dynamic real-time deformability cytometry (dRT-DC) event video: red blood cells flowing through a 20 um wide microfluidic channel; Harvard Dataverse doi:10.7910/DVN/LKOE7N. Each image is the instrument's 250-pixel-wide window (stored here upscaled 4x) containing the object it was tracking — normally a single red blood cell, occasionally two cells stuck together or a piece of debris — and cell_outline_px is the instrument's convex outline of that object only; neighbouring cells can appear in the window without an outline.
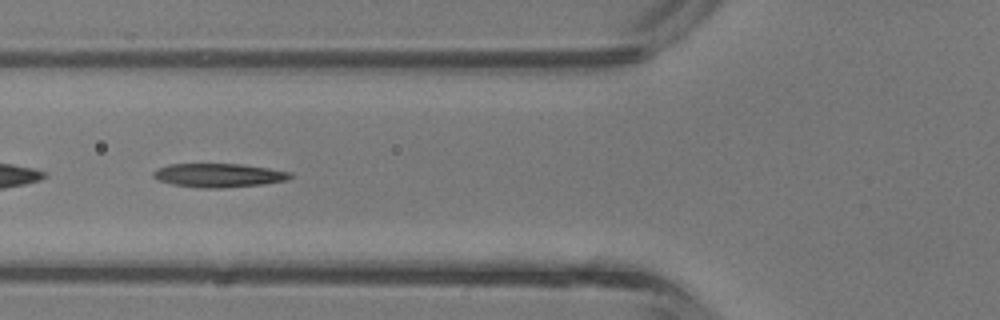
{"species": "common noctule bat (a hibernating species)", "species_latin": "Nyctalus noctula", "temperature_condition": "room temperature", "stored_images_in_passage": 28, "camera_frame_rate_fps": 3000, "um_per_image_px": 0.085, "animal": {"sex": "male", "body_mass_g": 13.3}, "frame": {"image": 1, "passage_image": 5, "time_ms": 1.333, "image_size_px": [1000, 320], "cell_outline_px": [[292, 176], [288, 180], [264, 184], [220, 188], [200, 188], [172, 184], [160, 180], [152, 176], [152, 172], [168, 164], [240, 164], [268, 168], [292, 172]], "centroid_in_image_um": [18.61, 14.9], "position_along_channel_um": 107.2, "area_um2": 18.9}}
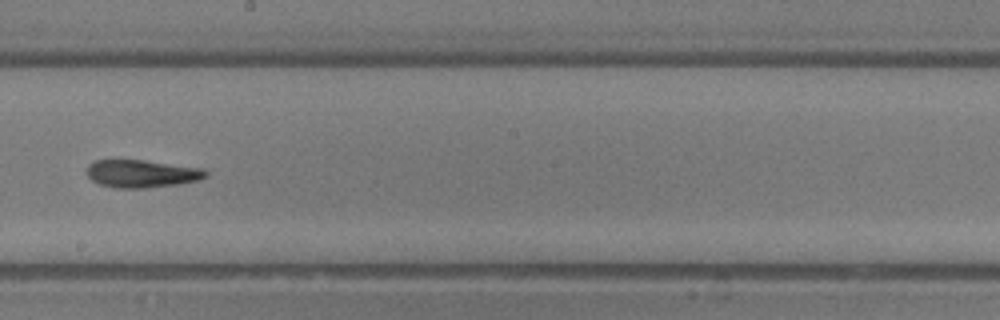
{"frame": {"image": 2, "passage_image": 13, "time_ms": 4.0, "image_size_px": [1000, 320], "cell_outline_px": [[208, 176], [200, 180], [180, 184], [140, 188], [116, 188], [100, 184], [92, 180], [88, 176], [88, 164], [96, 160], [144, 160], [204, 168], [208, 172]], "centroid_in_image_um": [12.1, 14.76], "position_along_channel_um": 236.1, "area_um2": 19.25}}
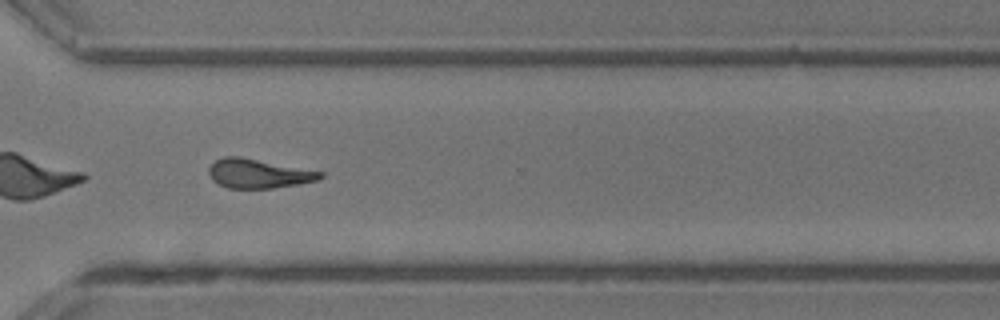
{"frame": {"image": 3, "passage_image": 20, "time_ms": 6.333, "image_size_px": [1000, 320], "cell_outline_px": [[324, 176], [320, 180], [272, 188], [228, 188], [212, 180], [208, 176], [208, 168], [216, 160], [224, 156], [240, 156], [324, 172]], "centroid_in_image_um": [21.96, 14.75], "position_along_channel_um": 348.6, "area_um2": 18.96}, "authors_computed_cell_mechanics": {"area_um2": 19.363, "velocity_mm_per_s": 4.8326, "shape_relaxation_time_tau1_ms": null, "shape_relaxation_time_tau2_ms": 8.8404, "deformation_change_tau1": null, "deformation_change_tau2": 0.2542}}